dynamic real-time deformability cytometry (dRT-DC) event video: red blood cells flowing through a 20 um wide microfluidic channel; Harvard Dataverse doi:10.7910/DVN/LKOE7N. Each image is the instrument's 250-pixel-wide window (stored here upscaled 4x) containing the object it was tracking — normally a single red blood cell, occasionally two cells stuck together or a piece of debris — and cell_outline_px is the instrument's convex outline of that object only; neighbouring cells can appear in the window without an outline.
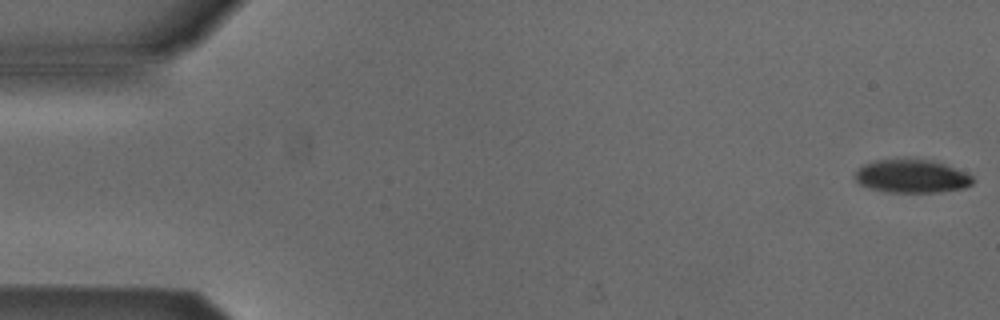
{"species": "Egyptian fruit bat (a non-hibernating species)", "species_latin": "Rousettus aegyptiacus", "temperature_condition": "cold", "stored_images_in_passage": 6, "segment_of_instrument_passage": [1, 2], "camera_frame_rate_fps": 3000, "um_per_image_px": 0.085, "animal": {"sex": "male"}, "frame": {"image": 1, "passage_image": 1, "time_ms": 0.0, "image_size_px": [1000, 320], "cell_outline_px": [[972, 184], [964, 188], [940, 192], [888, 192], [868, 188], [860, 184], [852, 176], [864, 164], [876, 160], [932, 160], [944, 164], [964, 172], [972, 176]], "centroid_in_image_um": [77.47, 15.0], "position_along_channel_um": 7.5, "area_um2": 22.54}}
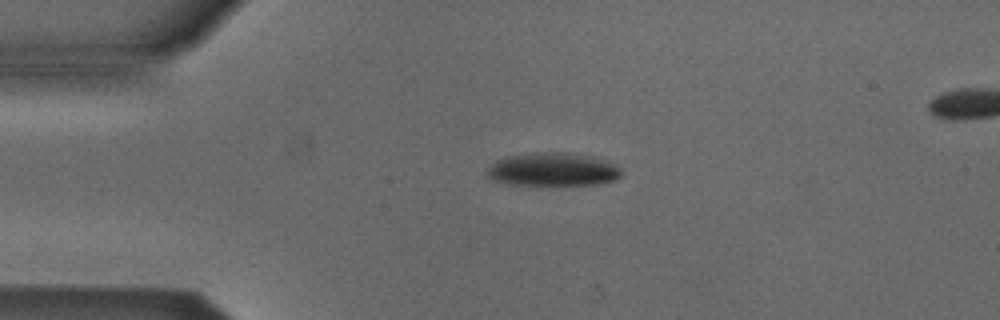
{"frame": {"image": 2, "passage_image": 4, "time_ms": 1.0, "image_size_px": [1000, 320], "cell_outline_px": [[620, 176], [612, 180], [596, 184], [508, 184], [492, 180], [488, 176], [488, 168], [496, 160], [504, 156], [540, 152], [564, 152], [592, 156], [608, 160], [616, 164], [620, 168]], "centroid_in_image_um": [46.99, 14.38], "position_along_channel_um": 38.0, "area_um2": 25.89}}